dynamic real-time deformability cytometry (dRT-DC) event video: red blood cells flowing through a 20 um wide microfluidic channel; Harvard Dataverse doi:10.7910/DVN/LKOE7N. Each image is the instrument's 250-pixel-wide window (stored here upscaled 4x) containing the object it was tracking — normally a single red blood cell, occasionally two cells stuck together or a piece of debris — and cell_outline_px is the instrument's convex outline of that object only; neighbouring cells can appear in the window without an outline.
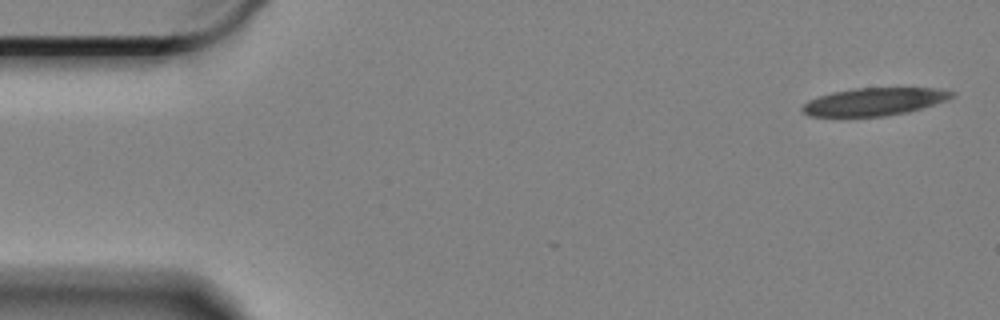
{"species": "Egyptian fruit bat (a non-hibernating species)", "species_latin": "Rousettus aegyptiacus", "temperature_condition": "cold", "stored_images_in_passage": 2, "camera_frame_rate_fps": 3000, "um_per_image_px": 0.085, "animal": {"sex": "female"}, "frame": {"image": 1, "passage_image": 2, "time_ms": 0.333, "image_size_px": [1000, 320], "cell_outline_px": [[956, 92], [952, 96], [944, 100], [908, 112], [884, 116], [808, 116], [800, 108], [808, 100], [832, 92], [856, 88], [932, 88]], "centroid_in_image_um": [74.25, 8.64], "position_along_channel_um": 10.7, "area_um2": 23.7}}